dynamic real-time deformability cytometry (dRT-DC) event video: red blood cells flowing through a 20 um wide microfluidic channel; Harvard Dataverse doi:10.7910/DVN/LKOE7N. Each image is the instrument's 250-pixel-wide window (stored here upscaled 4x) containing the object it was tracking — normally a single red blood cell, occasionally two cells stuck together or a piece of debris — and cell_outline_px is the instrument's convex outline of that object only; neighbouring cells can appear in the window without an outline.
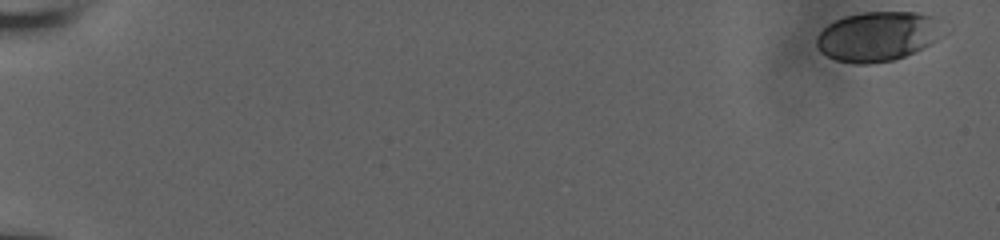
{"species": "human", "species_latin": "Homo sapiens", "temperature_condition": "room temperature", "stored_images_in_passage": 57, "camera_frame_rate_fps": 3000, "um_per_image_px": 0.085, "donor": {"sex": "male"}, "frame": {"image": 1, "passage_image": 1, "time_ms": 0.0, "image_size_px": [1000, 240], "cell_outline_px": [[944, 36], [904, 56], [892, 60], [868, 64], [852, 64], [836, 60], [820, 52], [816, 44], [816, 36], [828, 24], [836, 20], [848, 16], [864, 12], [916, 12], [932, 16]], "centroid_in_image_um": [74.54, 3.1], "position_along_channel_um": 10.5, "area_um2": 36.07}}
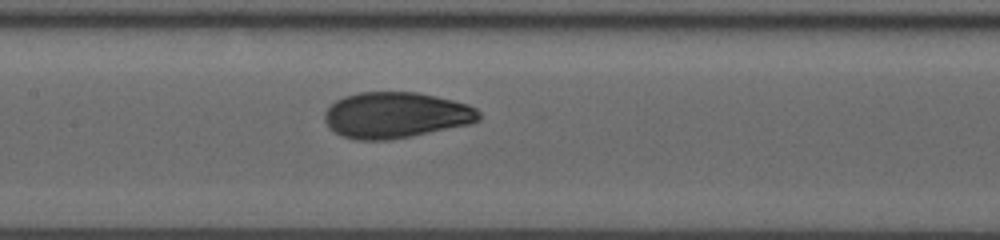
{"frame": {"image": 2, "passage_image": 30, "time_ms": 9.667, "image_size_px": [1000, 240], "cell_outline_px": [[480, 120], [468, 124], [412, 136], [388, 140], [356, 140], [340, 136], [328, 128], [324, 120], [324, 112], [336, 100], [344, 96], [360, 92], [416, 92], [436, 96], [468, 104], [476, 108], [480, 112]], "centroid_in_image_um": [33.61, 9.79], "position_along_channel_um": 173.8, "area_um2": 41.5}}
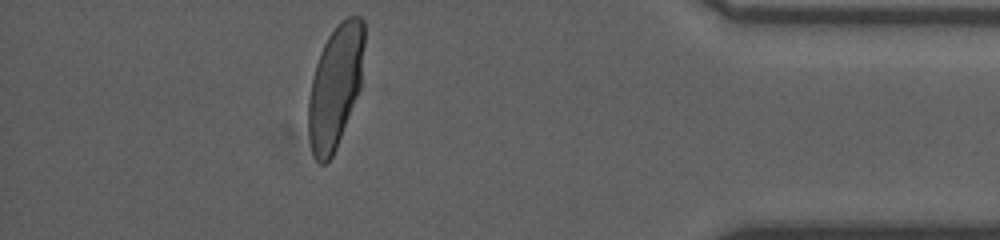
{"frame": {"image": 3, "passage_image": 51, "time_ms": 16.667, "image_size_px": [1000, 240], "cell_outline_px": [[364, 44], [360, 88], [336, 148], [332, 156], [324, 164], [320, 164], [316, 160], [312, 152], [308, 136], [308, 100], [312, 80], [316, 64], [320, 52], [328, 36], [340, 20], [348, 16], [360, 16], [364, 20]], "centroid_in_image_um": [28.49, 7.33], "position_along_channel_um": 406.7, "area_um2": 39.82}, "authors_computed_cell_mechanics": {"area_um2": 40.5178, "velocity_mm_per_s": 3.8461, "shape_relaxation_time_tau1_ms": 3.9973, "shape_relaxation_time_tau2_ms": null, "deformation_change_tau1": 0.1962, "deformation_change_tau2": null}}